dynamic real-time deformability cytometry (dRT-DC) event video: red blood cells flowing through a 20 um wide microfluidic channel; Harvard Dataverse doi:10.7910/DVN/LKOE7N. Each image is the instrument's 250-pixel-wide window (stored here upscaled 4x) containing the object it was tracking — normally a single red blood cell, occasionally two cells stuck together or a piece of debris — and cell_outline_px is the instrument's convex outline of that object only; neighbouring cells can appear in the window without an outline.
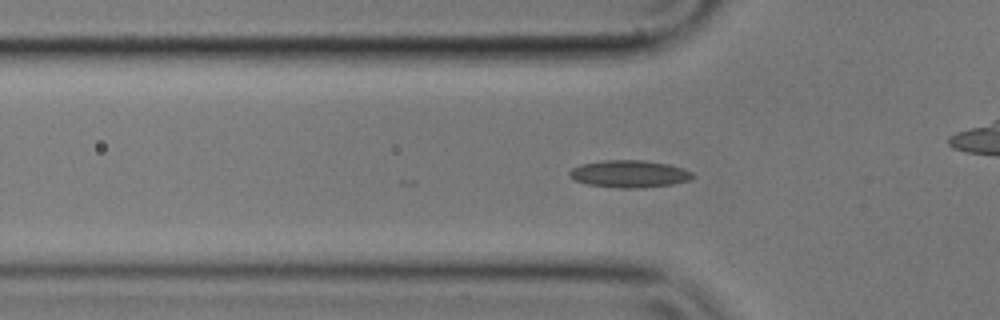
{"species": "common noctule bat (a hibernating species)", "species_latin": "Nyctalus noctula", "temperature_condition": "cold", "stored_images_in_passage": 44, "camera_frame_rate_fps": 3000, "um_per_image_px": 0.085, "animal": {"sex": "male", "body_mass_g": 17.9}, "frame": {"image": 1, "passage_image": 4, "time_ms": 1.0, "image_size_px": [1000, 320], "cell_outline_px": [[696, 176], [692, 180], [672, 184], [644, 188], [616, 188], [588, 184], [576, 180], [568, 176], [568, 172], [572, 168], [580, 164], [604, 160], [640, 160], [668, 164], [684, 168], [692, 172]], "centroid_in_image_um": [53.52, 14.78], "position_along_channel_um": 72.3, "area_um2": 19.77}}
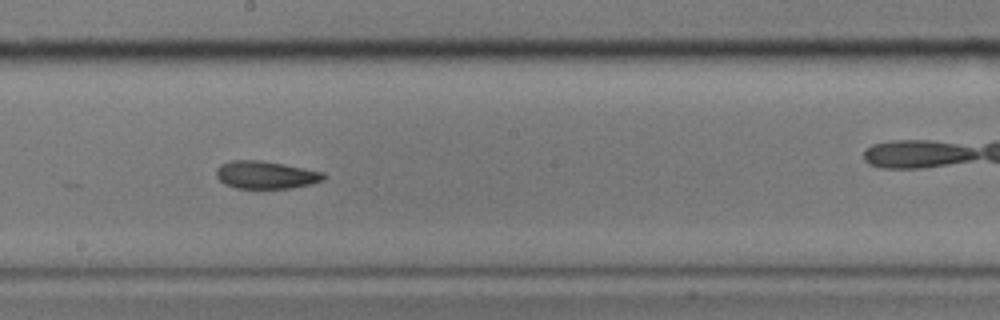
{"frame": {"image": 2, "passage_image": 17, "time_ms": 5.333, "image_size_px": [1000, 320], "cell_outline_px": [[324, 180], [312, 184], [292, 188], [236, 188], [224, 184], [216, 176], [216, 168], [220, 164], [232, 160], [260, 160], [284, 164], [324, 172]], "centroid_in_image_um": [22.58, 14.86], "position_along_channel_um": 225.6, "area_um2": 17.4}}
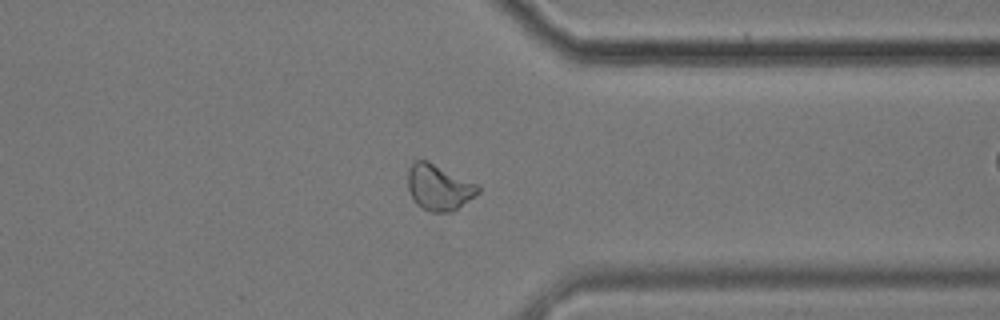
{"frame": {"image": 3, "passage_image": 30, "time_ms": 9.667, "image_size_px": [1000, 320], "cell_outline_px": [[480, 192], [452, 212], [432, 212], [420, 208], [416, 204], [408, 188], [408, 168], [416, 160], [428, 160], [476, 184], [480, 188]], "centroid_in_image_um": [37.28, 15.93], "position_along_channel_um": 374.1, "area_um2": 18.61}, "authors_computed_cell_mechanics": {"area_um2": 17.918, "velocity_mm_per_s": 3.5222, "shape_relaxation_time_tau1_ms": 9.6589, "shape_relaxation_time_tau2_ms": 3.6174, "deformation_change_tau1": 0.1684, "deformation_change_tau2": 0.0986}}